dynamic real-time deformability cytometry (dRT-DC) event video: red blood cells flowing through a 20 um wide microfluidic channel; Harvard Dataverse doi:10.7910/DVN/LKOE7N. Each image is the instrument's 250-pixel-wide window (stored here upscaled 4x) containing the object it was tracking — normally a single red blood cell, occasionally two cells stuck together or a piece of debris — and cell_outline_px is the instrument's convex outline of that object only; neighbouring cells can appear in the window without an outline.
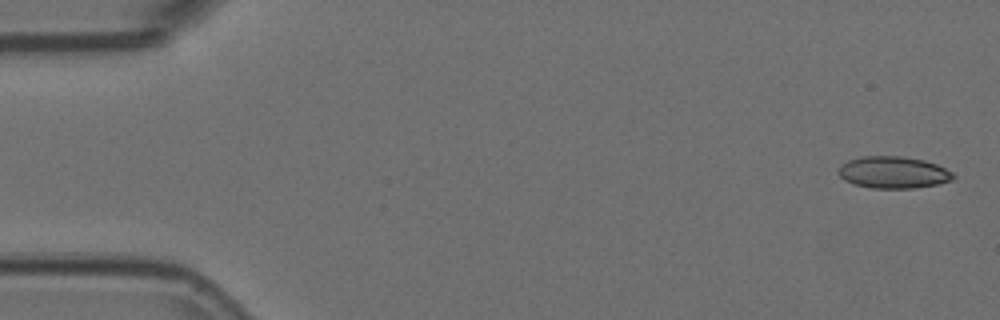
{"species": "Egyptian fruit bat (a non-hibernating species)", "species_latin": "Rousettus aegyptiacus", "temperature_condition": "room temperature", "stored_images_in_passage": 6, "camera_frame_rate_fps": 3000, "um_per_image_px": 0.085, "animal": {"sex": "female"}, "frame": {"image": 1, "passage_image": 1, "time_ms": 0.0, "image_size_px": [1000, 320], "cell_outline_px": [[956, 176], [952, 180], [936, 184], [912, 188], [872, 188], [856, 184], [844, 180], [840, 176], [840, 164], [848, 160], [864, 156], [900, 156], [924, 160], [936, 164], [952, 172]], "centroid_in_image_um": [75.94, 14.65], "position_along_channel_um": 9.1, "area_um2": 21.1}}
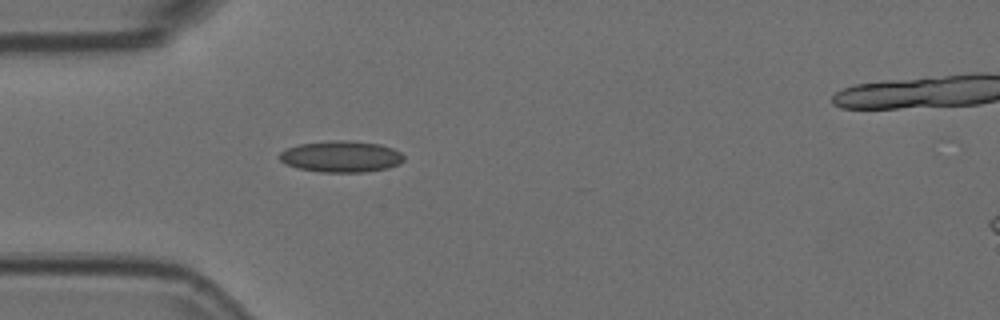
{"frame": {"image": 2, "passage_image": 5, "time_ms": 1.333, "image_size_px": [1000, 320], "cell_outline_px": [[404, 160], [400, 164], [388, 168], [364, 172], [320, 172], [296, 168], [284, 164], [280, 160], [280, 152], [288, 148], [300, 144], [332, 140], [348, 140], [380, 144], [392, 148], [400, 152], [404, 156]], "centroid_in_image_um": [29.0, 13.31], "position_along_channel_um": 56.0, "area_um2": 22.83}}